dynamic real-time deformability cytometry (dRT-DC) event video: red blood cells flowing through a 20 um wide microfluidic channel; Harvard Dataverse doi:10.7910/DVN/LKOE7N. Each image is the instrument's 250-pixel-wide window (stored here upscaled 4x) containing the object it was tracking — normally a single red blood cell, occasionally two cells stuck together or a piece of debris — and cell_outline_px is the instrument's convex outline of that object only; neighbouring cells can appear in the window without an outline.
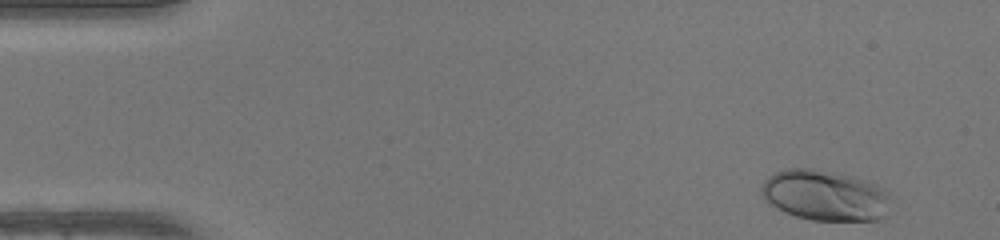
{"species": "human", "species_latin": "Homo sapiens", "temperature_condition": "warm", "stored_images_in_passage": 47, "camera_frame_rate_fps": 3000, "um_per_image_px": 0.085, "donor": {"sex": "female"}, "frame": {"image": 1, "passage_image": 2, "time_ms": 0.333, "image_size_px": [1000, 240], "cell_outline_px": [[888, 196], [884, 216], [880, 220], [812, 220], [796, 216], [784, 212], [776, 208], [760, 192], [760, 188], [764, 180], [768, 176], [776, 172], [788, 168], [812, 168], [852, 176], [876, 184], [884, 188], [888, 192]], "centroid_in_image_um": [70.09, 16.6], "position_along_channel_um": 14.9, "area_um2": 37.8}}
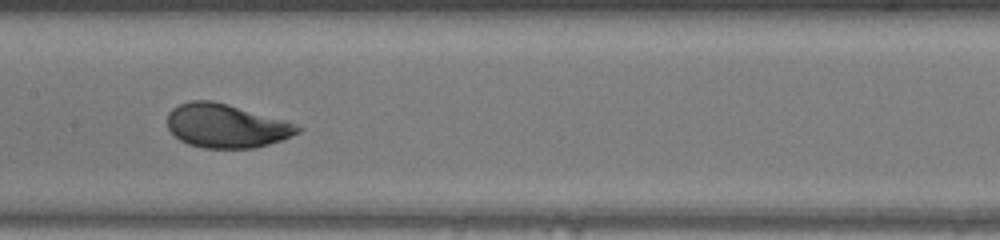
{"frame": {"image": 2, "passage_image": 23, "time_ms": 7.333, "image_size_px": [1000, 240], "cell_outline_px": [[304, 128], [300, 132], [280, 140], [256, 148], [204, 148], [188, 144], [180, 140], [168, 128], [168, 112], [172, 108], [188, 100], [212, 100], [228, 104], [288, 120]], "centroid_in_image_um": [19.25, 10.68], "position_along_channel_um": 188.1, "area_um2": 33.47}}
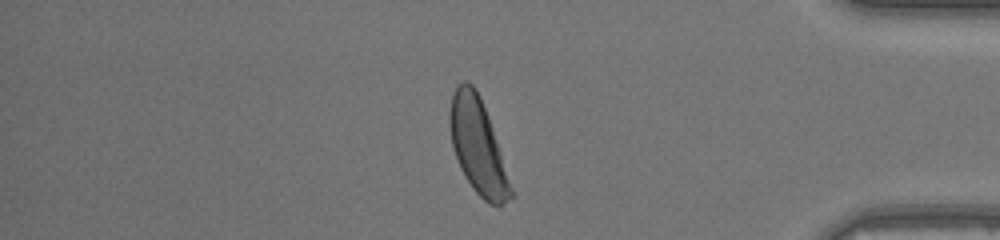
{"frame": {"image": 3, "passage_image": 40, "time_ms": 13.0, "image_size_px": [1000, 240], "cell_outline_px": [[516, 196], [500, 208], [488, 204], [472, 188], [464, 176], [460, 168], [452, 144], [448, 124], [448, 112], [452, 96], [456, 88], [464, 80], [468, 80], [472, 84], [480, 96], [488, 116]], "centroid_in_image_um": [40.64, 12.5], "position_along_channel_um": 394.6, "area_um2": 34.16}, "authors_computed_cell_mechanics": {"area_um2": 33.6974, "velocity_mm_per_s": 4.1871, "shape_relaxation_time_tau1_ms": 2.04, "shape_relaxation_time_tau2_ms": null, "deformation_change_tau1": 0.1323, "deformation_change_tau2": null}}